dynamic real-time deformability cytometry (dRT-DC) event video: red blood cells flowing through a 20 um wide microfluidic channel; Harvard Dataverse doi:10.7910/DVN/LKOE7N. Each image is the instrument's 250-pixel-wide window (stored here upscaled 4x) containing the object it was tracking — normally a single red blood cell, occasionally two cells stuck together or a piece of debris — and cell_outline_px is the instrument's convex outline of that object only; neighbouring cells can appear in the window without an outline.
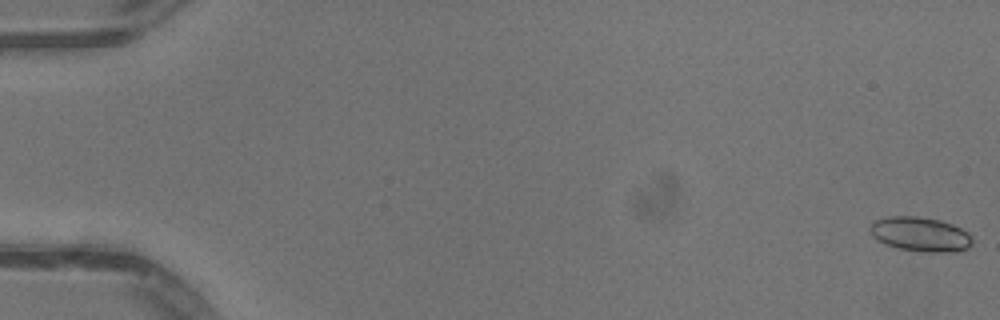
{"species": "common noctule bat (a hibernating species)", "species_latin": "Nyctalus noctula", "temperature_condition": "warm", "stored_images_in_passage": 17, "camera_frame_rate_fps": 3000, "um_per_image_px": 0.085, "animal": {"sex": "male", "body_mass_g": 13.3}, "frame": {"image": 1, "passage_image": 1, "time_ms": 0.0, "image_size_px": [1000, 320], "cell_outline_px": [[972, 244], [968, 248], [956, 252], [924, 252], [900, 248], [884, 244], [876, 240], [872, 236], [872, 224], [876, 220], [888, 216], [916, 216], [940, 220], [952, 224], [968, 232], [972, 236]], "centroid_in_image_um": [78.27, 19.92], "position_along_channel_um": 6.7, "area_um2": 20.52}}
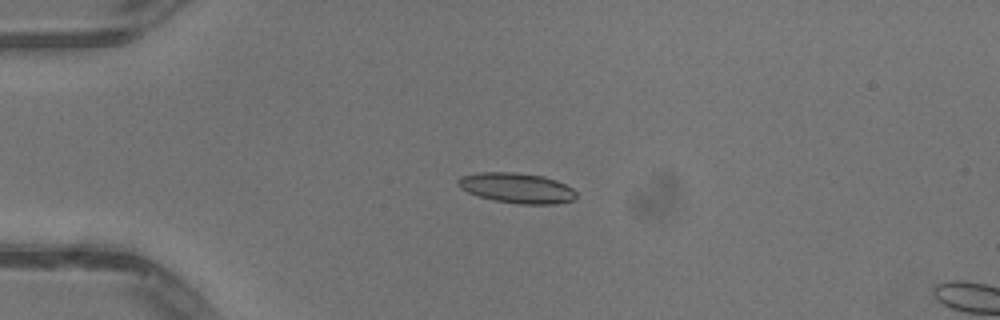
{"frame": {"image": 2, "passage_image": 14, "time_ms": 4.333, "image_size_px": [1000, 320], "cell_outline_px": [[576, 200], [556, 204], [520, 204], [496, 200], [480, 196], [468, 192], [460, 188], [456, 184], [456, 180], [460, 176], [476, 172], [512, 172], [544, 176], [556, 180], [572, 188], [576, 192]], "centroid_in_image_um": [43.92, 15.97], "position_along_channel_um": 41.1, "area_um2": 20.92}}